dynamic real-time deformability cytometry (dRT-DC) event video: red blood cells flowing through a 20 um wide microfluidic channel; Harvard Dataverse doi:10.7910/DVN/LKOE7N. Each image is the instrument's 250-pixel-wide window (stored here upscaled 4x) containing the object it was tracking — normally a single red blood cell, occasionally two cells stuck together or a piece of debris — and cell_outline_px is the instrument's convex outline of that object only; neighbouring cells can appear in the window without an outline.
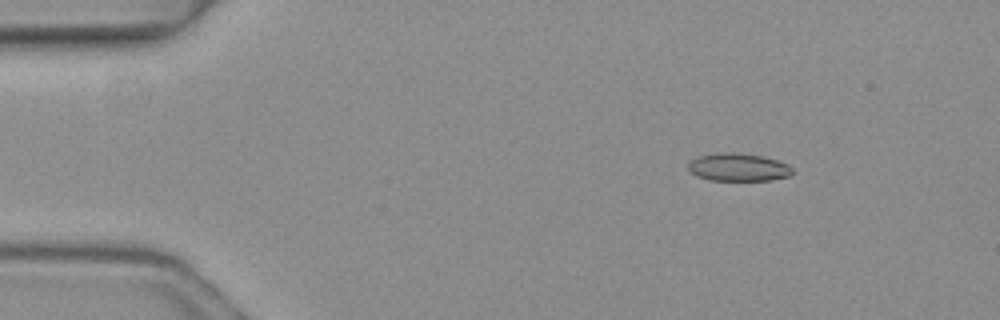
{"species": "common noctule bat (a hibernating species)", "species_latin": "Nyctalus noctula", "temperature_condition": "warm", "stored_images_in_passage": 3, "camera_frame_rate_fps": 3000, "um_per_image_px": 0.085, "animal": {"sex": "female", "body_mass_g": 19.3, "forearm_length_mm": 54.1}, "frame": {"image": 1, "passage_image": 1, "time_ms": 0.0, "image_size_px": [1000, 320], "cell_outline_px": [[792, 172], [788, 176], [772, 180], [708, 180], [696, 176], [688, 172], [688, 164], [696, 156], [720, 152], [732, 152], [764, 156], [788, 164], [792, 168]], "centroid_in_image_um": [62.71, 14.21], "position_along_channel_um": 22.3, "area_um2": 17.05}}
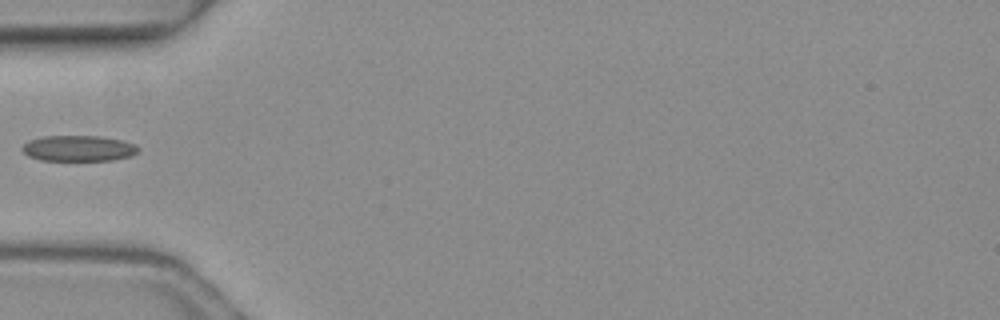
{"frame": {"image": 2, "passage_image": 3, "time_ms": 0.667, "image_size_px": [1000, 320], "cell_outline_px": [[140, 148], [132, 156], [112, 160], [40, 160], [28, 156], [20, 148], [28, 140], [44, 136], [100, 136], [120, 140], [136, 144]], "centroid_in_image_um": [6.66, 12.61], "position_along_channel_um": 78.3, "area_um2": 17.46}}